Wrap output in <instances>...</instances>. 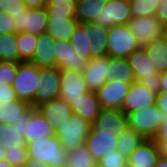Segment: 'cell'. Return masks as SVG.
<instances>
[{"label":"cell","instance_id":"obj_25","mask_svg":"<svg viewBox=\"0 0 167 167\" xmlns=\"http://www.w3.org/2000/svg\"><path fill=\"white\" fill-rule=\"evenodd\" d=\"M89 30V40L92 58L105 57L107 54L108 28L97 23H84Z\"/></svg>","mask_w":167,"mask_h":167},{"label":"cell","instance_id":"obj_2","mask_svg":"<svg viewBox=\"0 0 167 167\" xmlns=\"http://www.w3.org/2000/svg\"><path fill=\"white\" fill-rule=\"evenodd\" d=\"M92 124L72 113L71 117L59 124L55 136L60 140L62 147L68 152L85 145Z\"/></svg>","mask_w":167,"mask_h":167},{"label":"cell","instance_id":"obj_53","mask_svg":"<svg viewBox=\"0 0 167 167\" xmlns=\"http://www.w3.org/2000/svg\"><path fill=\"white\" fill-rule=\"evenodd\" d=\"M164 37H165L166 40H167V27L164 28Z\"/></svg>","mask_w":167,"mask_h":167},{"label":"cell","instance_id":"obj_17","mask_svg":"<svg viewBox=\"0 0 167 167\" xmlns=\"http://www.w3.org/2000/svg\"><path fill=\"white\" fill-rule=\"evenodd\" d=\"M24 132L25 144L37 139H44L55 136L53 125L44 118L41 112L36 108L30 115L29 120L21 125Z\"/></svg>","mask_w":167,"mask_h":167},{"label":"cell","instance_id":"obj_35","mask_svg":"<svg viewBox=\"0 0 167 167\" xmlns=\"http://www.w3.org/2000/svg\"><path fill=\"white\" fill-rule=\"evenodd\" d=\"M67 165L70 167H97V161L83 145L67 152Z\"/></svg>","mask_w":167,"mask_h":167},{"label":"cell","instance_id":"obj_23","mask_svg":"<svg viewBox=\"0 0 167 167\" xmlns=\"http://www.w3.org/2000/svg\"><path fill=\"white\" fill-rule=\"evenodd\" d=\"M108 0H79L76 6V19L80 24L99 23L101 12Z\"/></svg>","mask_w":167,"mask_h":167},{"label":"cell","instance_id":"obj_3","mask_svg":"<svg viewBox=\"0 0 167 167\" xmlns=\"http://www.w3.org/2000/svg\"><path fill=\"white\" fill-rule=\"evenodd\" d=\"M39 83V67L31 62H20L12 87L17 98L35 107V93Z\"/></svg>","mask_w":167,"mask_h":167},{"label":"cell","instance_id":"obj_13","mask_svg":"<svg viewBox=\"0 0 167 167\" xmlns=\"http://www.w3.org/2000/svg\"><path fill=\"white\" fill-rule=\"evenodd\" d=\"M91 128L119 135L129 128L128 118L121 110L102 108Z\"/></svg>","mask_w":167,"mask_h":167},{"label":"cell","instance_id":"obj_47","mask_svg":"<svg viewBox=\"0 0 167 167\" xmlns=\"http://www.w3.org/2000/svg\"><path fill=\"white\" fill-rule=\"evenodd\" d=\"M25 3V6L29 9L32 8H42L47 4V0H22Z\"/></svg>","mask_w":167,"mask_h":167},{"label":"cell","instance_id":"obj_20","mask_svg":"<svg viewBox=\"0 0 167 167\" xmlns=\"http://www.w3.org/2000/svg\"><path fill=\"white\" fill-rule=\"evenodd\" d=\"M55 39L48 33L38 35L37 45L31 63L40 68L56 67Z\"/></svg>","mask_w":167,"mask_h":167},{"label":"cell","instance_id":"obj_52","mask_svg":"<svg viewBox=\"0 0 167 167\" xmlns=\"http://www.w3.org/2000/svg\"><path fill=\"white\" fill-rule=\"evenodd\" d=\"M0 167H13L9 162H7L5 159L0 160Z\"/></svg>","mask_w":167,"mask_h":167},{"label":"cell","instance_id":"obj_4","mask_svg":"<svg viewBox=\"0 0 167 167\" xmlns=\"http://www.w3.org/2000/svg\"><path fill=\"white\" fill-rule=\"evenodd\" d=\"M141 48L128 25H114L108 29L107 54L110 57L127 58Z\"/></svg>","mask_w":167,"mask_h":167},{"label":"cell","instance_id":"obj_44","mask_svg":"<svg viewBox=\"0 0 167 167\" xmlns=\"http://www.w3.org/2000/svg\"><path fill=\"white\" fill-rule=\"evenodd\" d=\"M138 82L141 85L146 86L150 91H153L157 94L160 92L161 79L159 73H156L149 78H141Z\"/></svg>","mask_w":167,"mask_h":167},{"label":"cell","instance_id":"obj_30","mask_svg":"<svg viewBox=\"0 0 167 167\" xmlns=\"http://www.w3.org/2000/svg\"><path fill=\"white\" fill-rule=\"evenodd\" d=\"M109 74L110 79H121L126 84L135 82L133 70L127 58L109 56Z\"/></svg>","mask_w":167,"mask_h":167},{"label":"cell","instance_id":"obj_46","mask_svg":"<svg viewBox=\"0 0 167 167\" xmlns=\"http://www.w3.org/2000/svg\"><path fill=\"white\" fill-rule=\"evenodd\" d=\"M156 17L164 27H167V0H161L156 11Z\"/></svg>","mask_w":167,"mask_h":167},{"label":"cell","instance_id":"obj_5","mask_svg":"<svg viewBox=\"0 0 167 167\" xmlns=\"http://www.w3.org/2000/svg\"><path fill=\"white\" fill-rule=\"evenodd\" d=\"M129 128L145 139H154L160 128V109L156 104L127 114Z\"/></svg>","mask_w":167,"mask_h":167},{"label":"cell","instance_id":"obj_28","mask_svg":"<svg viewBox=\"0 0 167 167\" xmlns=\"http://www.w3.org/2000/svg\"><path fill=\"white\" fill-rule=\"evenodd\" d=\"M78 24L77 19L48 20L46 33L55 40L69 41Z\"/></svg>","mask_w":167,"mask_h":167},{"label":"cell","instance_id":"obj_33","mask_svg":"<svg viewBox=\"0 0 167 167\" xmlns=\"http://www.w3.org/2000/svg\"><path fill=\"white\" fill-rule=\"evenodd\" d=\"M146 139L135 130L128 128L118 135L117 150L125 156H129Z\"/></svg>","mask_w":167,"mask_h":167},{"label":"cell","instance_id":"obj_32","mask_svg":"<svg viewBox=\"0 0 167 167\" xmlns=\"http://www.w3.org/2000/svg\"><path fill=\"white\" fill-rule=\"evenodd\" d=\"M38 35L26 32L16 33L17 49L19 52V63L30 62L35 52Z\"/></svg>","mask_w":167,"mask_h":167},{"label":"cell","instance_id":"obj_15","mask_svg":"<svg viewBox=\"0 0 167 167\" xmlns=\"http://www.w3.org/2000/svg\"><path fill=\"white\" fill-rule=\"evenodd\" d=\"M83 77L90 91H97L110 80L109 56L92 58L82 70Z\"/></svg>","mask_w":167,"mask_h":167},{"label":"cell","instance_id":"obj_19","mask_svg":"<svg viewBox=\"0 0 167 167\" xmlns=\"http://www.w3.org/2000/svg\"><path fill=\"white\" fill-rule=\"evenodd\" d=\"M160 156V147L153 139H146L127 157L128 167H153Z\"/></svg>","mask_w":167,"mask_h":167},{"label":"cell","instance_id":"obj_12","mask_svg":"<svg viewBox=\"0 0 167 167\" xmlns=\"http://www.w3.org/2000/svg\"><path fill=\"white\" fill-rule=\"evenodd\" d=\"M118 135L103 130L90 129L86 138L85 147L98 161L108 152L117 149Z\"/></svg>","mask_w":167,"mask_h":167},{"label":"cell","instance_id":"obj_10","mask_svg":"<svg viewBox=\"0 0 167 167\" xmlns=\"http://www.w3.org/2000/svg\"><path fill=\"white\" fill-rule=\"evenodd\" d=\"M131 84H126L121 79L106 81L97 91V98L102 108L120 110Z\"/></svg>","mask_w":167,"mask_h":167},{"label":"cell","instance_id":"obj_1","mask_svg":"<svg viewBox=\"0 0 167 167\" xmlns=\"http://www.w3.org/2000/svg\"><path fill=\"white\" fill-rule=\"evenodd\" d=\"M27 145L28 158L42 162L49 167L67 165V151L62 147L57 136L37 139Z\"/></svg>","mask_w":167,"mask_h":167},{"label":"cell","instance_id":"obj_50","mask_svg":"<svg viewBox=\"0 0 167 167\" xmlns=\"http://www.w3.org/2000/svg\"><path fill=\"white\" fill-rule=\"evenodd\" d=\"M153 167H167V157L161 155L157 164Z\"/></svg>","mask_w":167,"mask_h":167},{"label":"cell","instance_id":"obj_6","mask_svg":"<svg viewBox=\"0 0 167 167\" xmlns=\"http://www.w3.org/2000/svg\"><path fill=\"white\" fill-rule=\"evenodd\" d=\"M14 33L26 32L40 35L46 32L48 16L45 7L27 8L24 13L13 15Z\"/></svg>","mask_w":167,"mask_h":167},{"label":"cell","instance_id":"obj_11","mask_svg":"<svg viewBox=\"0 0 167 167\" xmlns=\"http://www.w3.org/2000/svg\"><path fill=\"white\" fill-rule=\"evenodd\" d=\"M157 93L150 91L146 86L139 82H133L125 97L121 111L127 115L131 112L138 111L156 104Z\"/></svg>","mask_w":167,"mask_h":167},{"label":"cell","instance_id":"obj_38","mask_svg":"<svg viewBox=\"0 0 167 167\" xmlns=\"http://www.w3.org/2000/svg\"><path fill=\"white\" fill-rule=\"evenodd\" d=\"M5 160L13 167H24V164L28 160L27 145L6 149Z\"/></svg>","mask_w":167,"mask_h":167},{"label":"cell","instance_id":"obj_8","mask_svg":"<svg viewBox=\"0 0 167 167\" xmlns=\"http://www.w3.org/2000/svg\"><path fill=\"white\" fill-rule=\"evenodd\" d=\"M59 68L39 67V83L35 93V108L45 102L59 98Z\"/></svg>","mask_w":167,"mask_h":167},{"label":"cell","instance_id":"obj_37","mask_svg":"<svg viewBox=\"0 0 167 167\" xmlns=\"http://www.w3.org/2000/svg\"><path fill=\"white\" fill-rule=\"evenodd\" d=\"M97 167H128L127 156L117 149L113 150L97 161Z\"/></svg>","mask_w":167,"mask_h":167},{"label":"cell","instance_id":"obj_29","mask_svg":"<svg viewBox=\"0 0 167 167\" xmlns=\"http://www.w3.org/2000/svg\"><path fill=\"white\" fill-rule=\"evenodd\" d=\"M0 144L6 149L24 146V132L21 125L0 123Z\"/></svg>","mask_w":167,"mask_h":167},{"label":"cell","instance_id":"obj_26","mask_svg":"<svg viewBox=\"0 0 167 167\" xmlns=\"http://www.w3.org/2000/svg\"><path fill=\"white\" fill-rule=\"evenodd\" d=\"M142 48L151 59L157 73L161 74L167 71V40L164 36L153 40Z\"/></svg>","mask_w":167,"mask_h":167},{"label":"cell","instance_id":"obj_41","mask_svg":"<svg viewBox=\"0 0 167 167\" xmlns=\"http://www.w3.org/2000/svg\"><path fill=\"white\" fill-rule=\"evenodd\" d=\"M153 140L160 147L161 155L167 157V122L160 125L157 135Z\"/></svg>","mask_w":167,"mask_h":167},{"label":"cell","instance_id":"obj_36","mask_svg":"<svg viewBox=\"0 0 167 167\" xmlns=\"http://www.w3.org/2000/svg\"><path fill=\"white\" fill-rule=\"evenodd\" d=\"M161 0H133L129 3L132 18L156 16Z\"/></svg>","mask_w":167,"mask_h":167},{"label":"cell","instance_id":"obj_49","mask_svg":"<svg viewBox=\"0 0 167 167\" xmlns=\"http://www.w3.org/2000/svg\"><path fill=\"white\" fill-rule=\"evenodd\" d=\"M161 87L160 91L167 92V71L160 74Z\"/></svg>","mask_w":167,"mask_h":167},{"label":"cell","instance_id":"obj_42","mask_svg":"<svg viewBox=\"0 0 167 167\" xmlns=\"http://www.w3.org/2000/svg\"><path fill=\"white\" fill-rule=\"evenodd\" d=\"M17 99L16 92L12 85L0 82V103H8Z\"/></svg>","mask_w":167,"mask_h":167},{"label":"cell","instance_id":"obj_43","mask_svg":"<svg viewBox=\"0 0 167 167\" xmlns=\"http://www.w3.org/2000/svg\"><path fill=\"white\" fill-rule=\"evenodd\" d=\"M156 106L160 109V125L167 122V92L160 91L156 97Z\"/></svg>","mask_w":167,"mask_h":167},{"label":"cell","instance_id":"obj_45","mask_svg":"<svg viewBox=\"0 0 167 167\" xmlns=\"http://www.w3.org/2000/svg\"><path fill=\"white\" fill-rule=\"evenodd\" d=\"M14 33V25L12 17L3 11H0V34Z\"/></svg>","mask_w":167,"mask_h":167},{"label":"cell","instance_id":"obj_31","mask_svg":"<svg viewBox=\"0 0 167 167\" xmlns=\"http://www.w3.org/2000/svg\"><path fill=\"white\" fill-rule=\"evenodd\" d=\"M76 53L87 61L92 59L90 40H89V30L84 24H78L74 30L73 35L70 40Z\"/></svg>","mask_w":167,"mask_h":167},{"label":"cell","instance_id":"obj_22","mask_svg":"<svg viewBox=\"0 0 167 167\" xmlns=\"http://www.w3.org/2000/svg\"><path fill=\"white\" fill-rule=\"evenodd\" d=\"M36 108L53 125L54 130L72 115L70 104L61 98L45 102Z\"/></svg>","mask_w":167,"mask_h":167},{"label":"cell","instance_id":"obj_9","mask_svg":"<svg viewBox=\"0 0 167 167\" xmlns=\"http://www.w3.org/2000/svg\"><path fill=\"white\" fill-rule=\"evenodd\" d=\"M59 75V98L64 99L69 104L73 100L80 98L84 93L90 91L82 71L59 69Z\"/></svg>","mask_w":167,"mask_h":167},{"label":"cell","instance_id":"obj_27","mask_svg":"<svg viewBox=\"0 0 167 167\" xmlns=\"http://www.w3.org/2000/svg\"><path fill=\"white\" fill-rule=\"evenodd\" d=\"M77 2L74 0H47L48 20L76 19Z\"/></svg>","mask_w":167,"mask_h":167},{"label":"cell","instance_id":"obj_18","mask_svg":"<svg viewBox=\"0 0 167 167\" xmlns=\"http://www.w3.org/2000/svg\"><path fill=\"white\" fill-rule=\"evenodd\" d=\"M36 108L19 99L0 103V123L22 125L26 123Z\"/></svg>","mask_w":167,"mask_h":167},{"label":"cell","instance_id":"obj_34","mask_svg":"<svg viewBox=\"0 0 167 167\" xmlns=\"http://www.w3.org/2000/svg\"><path fill=\"white\" fill-rule=\"evenodd\" d=\"M19 62L16 33L0 34V62Z\"/></svg>","mask_w":167,"mask_h":167},{"label":"cell","instance_id":"obj_21","mask_svg":"<svg viewBox=\"0 0 167 167\" xmlns=\"http://www.w3.org/2000/svg\"><path fill=\"white\" fill-rule=\"evenodd\" d=\"M72 113L78 114L89 123H93L100 114L102 107L95 91H88L70 103Z\"/></svg>","mask_w":167,"mask_h":167},{"label":"cell","instance_id":"obj_16","mask_svg":"<svg viewBox=\"0 0 167 167\" xmlns=\"http://www.w3.org/2000/svg\"><path fill=\"white\" fill-rule=\"evenodd\" d=\"M132 19L129 4L121 0H108L101 12L102 27L110 28L114 25H127Z\"/></svg>","mask_w":167,"mask_h":167},{"label":"cell","instance_id":"obj_14","mask_svg":"<svg viewBox=\"0 0 167 167\" xmlns=\"http://www.w3.org/2000/svg\"><path fill=\"white\" fill-rule=\"evenodd\" d=\"M54 47L57 68L82 71L86 67L88 61L76 53L70 41L56 40Z\"/></svg>","mask_w":167,"mask_h":167},{"label":"cell","instance_id":"obj_39","mask_svg":"<svg viewBox=\"0 0 167 167\" xmlns=\"http://www.w3.org/2000/svg\"><path fill=\"white\" fill-rule=\"evenodd\" d=\"M19 62H0V82L4 84L12 85L15 80Z\"/></svg>","mask_w":167,"mask_h":167},{"label":"cell","instance_id":"obj_7","mask_svg":"<svg viewBox=\"0 0 167 167\" xmlns=\"http://www.w3.org/2000/svg\"><path fill=\"white\" fill-rule=\"evenodd\" d=\"M127 25L141 47L164 36L165 27L156 16L132 18Z\"/></svg>","mask_w":167,"mask_h":167},{"label":"cell","instance_id":"obj_54","mask_svg":"<svg viewBox=\"0 0 167 167\" xmlns=\"http://www.w3.org/2000/svg\"><path fill=\"white\" fill-rule=\"evenodd\" d=\"M121 1H125L126 3H131L133 0H121Z\"/></svg>","mask_w":167,"mask_h":167},{"label":"cell","instance_id":"obj_40","mask_svg":"<svg viewBox=\"0 0 167 167\" xmlns=\"http://www.w3.org/2000/svg\"><path fill=\"white\" fill-rule=\"evenodd\" d=\"M27 7L22 0H0V11L8 13L11 17L24 13Z\"/></svg>","mask_w":167,"mask_h":167},{"label":"cell","instance_id":"obj_48","mask_svg":"<svg viewBox=\"0 0 167 167\" xmlns=\"http://www.w3.org/2000/svg\"><path fill=\"white\" fill-rule=\"evenodd\" d=\"M24 167H49V166L42 162L28 158V160L24 164Z\"/></svg>","mask_w":167,"mask_h":167},{"label":"cell","instance_id":"obj_51","mask_svg":"<svg viewBox=\"0 0 167 167\" xmlns=\"http://www.w3.org/2000/svg\"><path fill=\"white\" fill-rule=\"evenodd\" d=\"M6 156V148L0 144V160L5 159Z\"/></svg>","mask_w":167,"mask_h":167},{"label":"cell","instance_id":"obj_24","mask_svg":"<svg viewBox=\"0 0 167 167\" xmlns=\"http://www.w3.org/2000/svg\"><path fill=\"white\" fill-rule=\"evenodd\" d=\"M127 60L133 70L136 82L141 78H149L157 73L151 59H149L146 51L142 47L131 53L127 57Z\"/></svg>","mask_w":167,"mask_h":167}]
</instances>
